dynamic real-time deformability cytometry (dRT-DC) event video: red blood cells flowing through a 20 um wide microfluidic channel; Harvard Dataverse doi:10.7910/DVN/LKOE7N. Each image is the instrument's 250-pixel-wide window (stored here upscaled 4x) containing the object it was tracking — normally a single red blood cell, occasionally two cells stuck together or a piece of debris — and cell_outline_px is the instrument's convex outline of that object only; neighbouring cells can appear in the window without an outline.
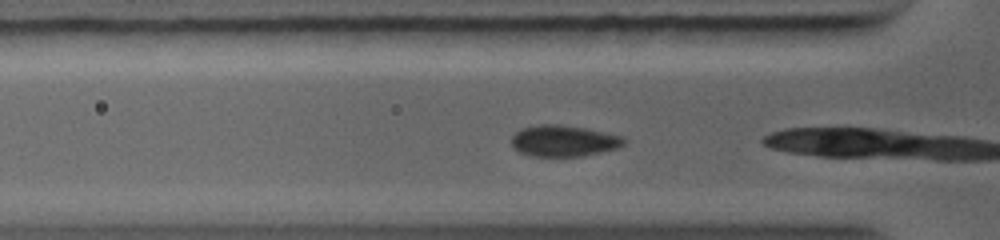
{"species": "common noctule bat (a hibernating species)", "species_latin": "Nyctalus noctula", "temperature_condition": "warm", "stored_images_in_passage": 8, "camera_frame_rate_fps": 5000, "um_per_image_px": 0.085, "animal": {"sex": "female", "body_mass_g": 19.0, "forearm_length_mm": 56.7}, "frame": {"image": 1, "passage_image": 2, "time_ms": 0.4, "image_size_px": [1000, 240], "cell_outline_px": [[628, 140], [624, 144], [616, 148], [584, 156], [528, 156], [512, 148], [512, 136], [520, 128], [540, 124], [560, 124], [584, 128], [624, 136]], "centroid_in_image_um": [47.9, 11.97], "position_along_channel_um": 77.9, "area_um2": 20.63}}